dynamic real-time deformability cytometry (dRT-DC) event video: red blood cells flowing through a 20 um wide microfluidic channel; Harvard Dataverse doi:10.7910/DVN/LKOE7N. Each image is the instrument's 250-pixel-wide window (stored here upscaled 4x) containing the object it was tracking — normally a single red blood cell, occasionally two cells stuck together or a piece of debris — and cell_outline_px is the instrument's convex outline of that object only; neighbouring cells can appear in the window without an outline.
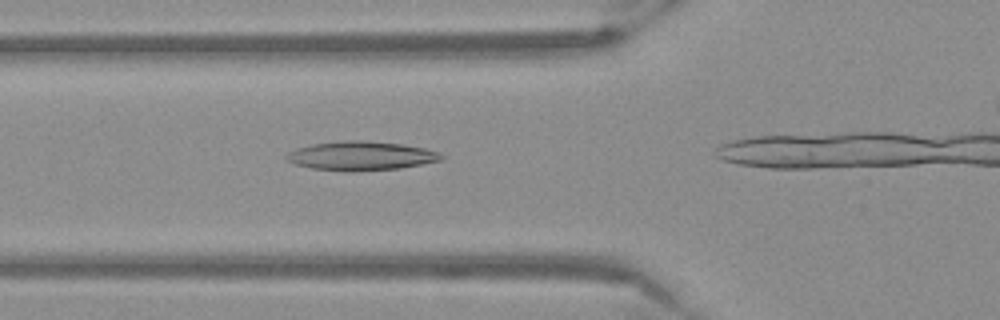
{"species": "Egyptian fruit bat (a non-hibernating species)", "species_latin": "Rousettus aegyptiacus", "temperature_condition": "warm", "stored_images_in_passage": 27, "camera_frame_rate_fps": 3000, "um_per_image_px": 0.085, "frame": {"image": 1, "passage_image": 4, "time_ms": 1.0, "image_size_px": [1000, 320], "cell_outline_px": [[444, 156], [440, 160], [424, 164], [400, 168], [348, 172], [344, 172], [312, 168], [296, 164], [288, 160], [284, 156], [288, 152], [296, 148], [312, 144], [344, 140], [364, 140], [404, 144], [424, 148], [440, 152]], "centroid_in_image_um": [30.69, 13.24], "position_along_channel_um": 95.1, "area_um2": 26.36}}
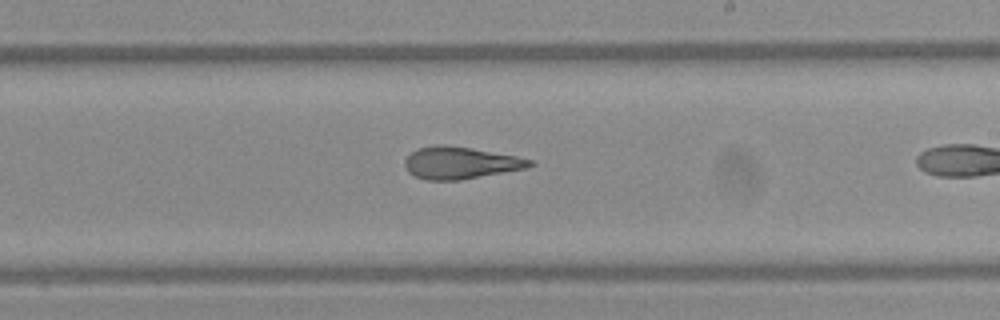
{"frame": {"image": 2, "passage_image": 16, "time_ms": 5.0, "image_size_px": [1000, 320], "cell_outline_px": [[536, 164], [524, 168], [460, 180], [428, 180], [416, 176], [408, 172], [404, 168], [404, 160], [412, 152], [420, 148], [432, 144], [444, 144], [472, 148], [516, 156], [532, 160]], "centroid_in_image_um": [39.09, 13.83], "position_along_channel_um": 249.9, "area_um2": 23.24}}
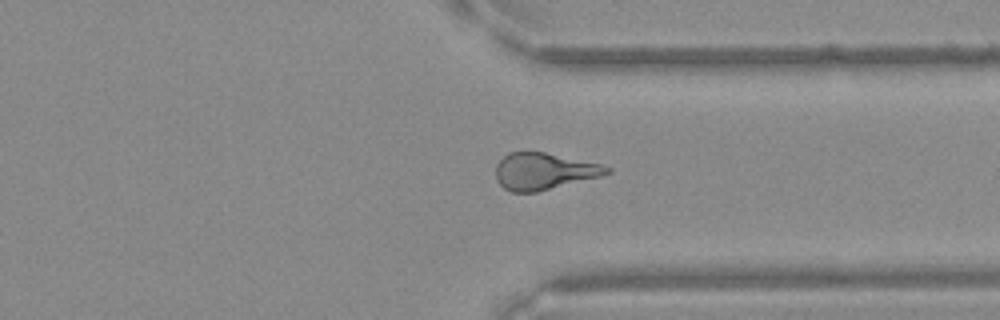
{"frame": {"image": 3, "passage_image": 25, "time_ms": 8.0, "image_size_px": [1000, 320], "cell_outline_px": [[612, 172], [600, 176], [536, 192], [512, 192], [504, 188], [496, 180], [496, 164], [508, 152], [544, 152], [600, 164], [612, 168]], "centroid_in_image_um": [46.21, 14.56], "position_along_channel_um": 365.2, "area_um2": 23.52}}